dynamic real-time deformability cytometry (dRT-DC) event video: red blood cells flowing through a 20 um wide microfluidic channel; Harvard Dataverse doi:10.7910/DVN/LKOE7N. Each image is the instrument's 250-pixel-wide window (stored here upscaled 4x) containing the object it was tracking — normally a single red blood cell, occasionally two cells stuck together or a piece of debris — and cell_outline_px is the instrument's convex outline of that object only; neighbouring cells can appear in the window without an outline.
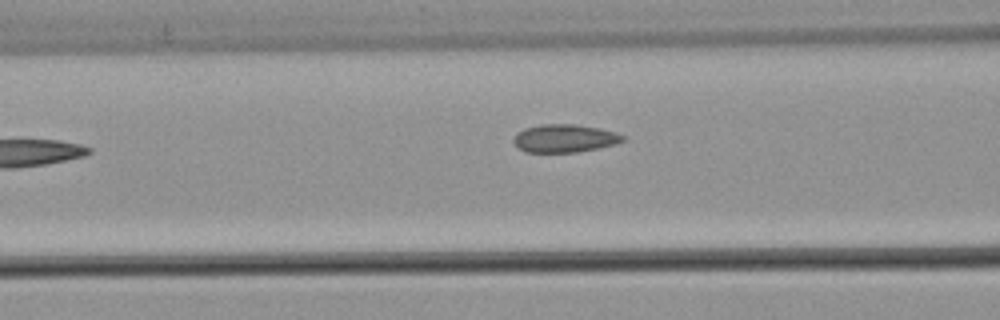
{"species": "common noctule bat (a hibernating species)", "species_latin": "Nyctalus noctula", "temperature_condition": "warm", "stored_images_in_passage": 6, "camera_frame_rate_fps": 3000, "um_per_image_px": 0.085, "animal": {"sex": "male", "body_mass_g": 21.5, "forearm_length_mm": 52.0}, "frame": {"image": 1, "passage_image": 5, "time_ms": 1.333, "image_size_px": [1000, 320], "cell_outline_px": [[624, 140], [616, 144], [600, 148], [576, 152], [524, 152], [512, 140], [516, 132], [524, 128], [540, 124], [576, 124], [600, 128], [616, 132], [624, 136]], "centroid_in_image_um": [47.99, 11.75], "position_along_channel_um": 118.6, "area_um2": 17.98}}
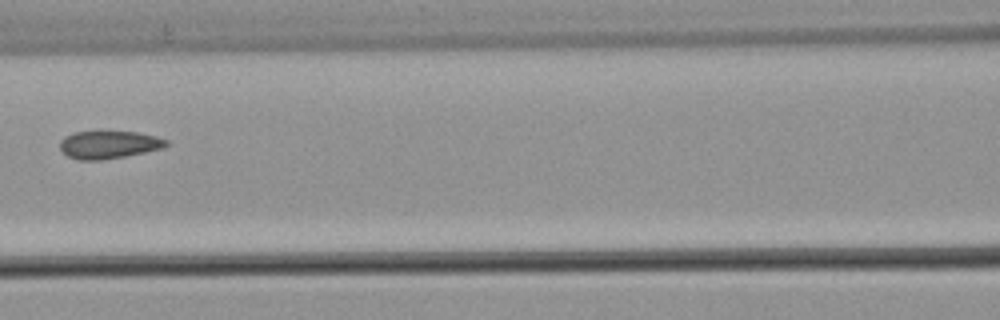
{"frame": {"image": 2, "passage_image": 6, "time_ms": 1.667, "image_size_px": [1000, 320], "cell_outline_px": [[168, 144], [164, 148], [104, 160], [76, 160], [68, 156], [60, 148], [60, 140], [64, 136], [72, 132], [136, 132], [156, 136], [168, 140]], "centroid_in_image_um": [9.24, 12.3], "position_along_channel_um": 157.4, "area_um2": 17.17}}